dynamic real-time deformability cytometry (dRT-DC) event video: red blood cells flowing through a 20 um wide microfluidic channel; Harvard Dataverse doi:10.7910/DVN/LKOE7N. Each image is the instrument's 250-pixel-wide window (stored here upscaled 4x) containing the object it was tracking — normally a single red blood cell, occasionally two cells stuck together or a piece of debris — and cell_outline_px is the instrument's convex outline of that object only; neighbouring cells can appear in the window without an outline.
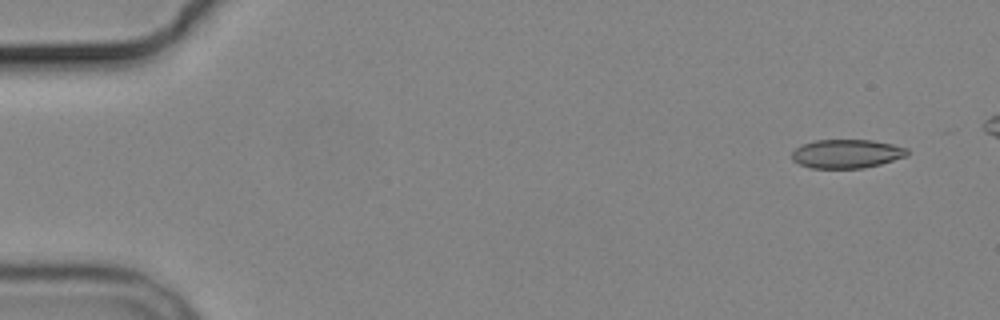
{"species": "common noctule bat (a hibernating species)", "species_latin": "Nyctalus noctula", "temperature_condition": "cold", "stored_images_in_passage": 6, "camera_frame_rate_fps": 3000, "um_per_image_px": 0.085, "animal": {"sex": "male", "body_mass_g": 19.2, "forearm_length_mm": 51.8}, "frame": {"image": 1, "passage_image": 1, "time_ms": 0.0, "image_size_px": [1000, 320], "cell_outline_px": [[908, 156], [880, 164], [864, 168], [812, 168], [800, 164], [792, 160], [792, 152], [796, 148], [804, 144], [816, 140], [872, 140], [892, 144], [908, 148]], "centroid_in_image_um": [71.99, 13.07], "position_along_channel_um": 13.0, "area_um2": 19.31}}